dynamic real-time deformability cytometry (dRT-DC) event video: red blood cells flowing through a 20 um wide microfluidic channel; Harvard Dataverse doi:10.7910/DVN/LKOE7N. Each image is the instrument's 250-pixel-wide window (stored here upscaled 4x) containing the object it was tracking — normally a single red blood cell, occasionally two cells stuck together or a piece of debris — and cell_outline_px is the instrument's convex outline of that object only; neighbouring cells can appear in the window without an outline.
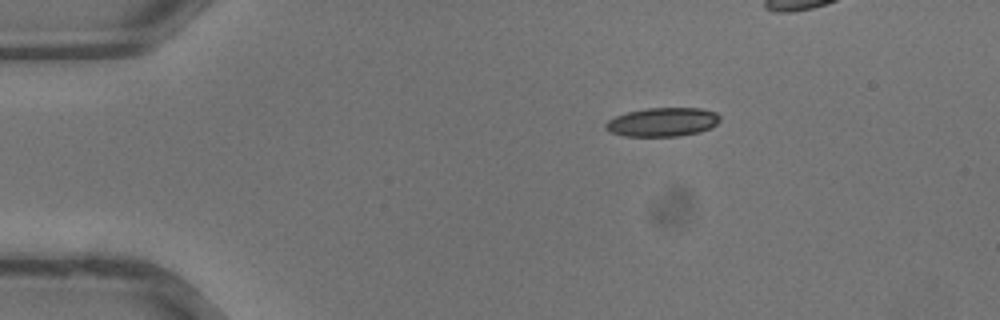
{"species": "common noctule bat (a hibernating species)", "species_latin": "Nyctalus noctula", "temperature_condition": "warm", "stored_images_in_passage": 27, "camera_frame_rate_fps": 3000, "um_per_image_px": 0.085, "animal": {"sex": "male", "body_mass_g": 13.3}, "frame": {"image": 1, "passage_image": 1, "time_ms": 0.0, "image_size_px": [1000, 320], "cell_outline_px": [[720, 120], [712, 128], [700, 132], [680, 136], [624, 136], [612, 132], [604, 128], [604, 124], [608, 120], [616, 116], [628, 112], [644, 108], [700, 108], [716, 112], [720, 116]], "centroid_in_image_um": [56.34, 10.37], "position_along_channel_um": 28.7, "area_um2": 19.31}}
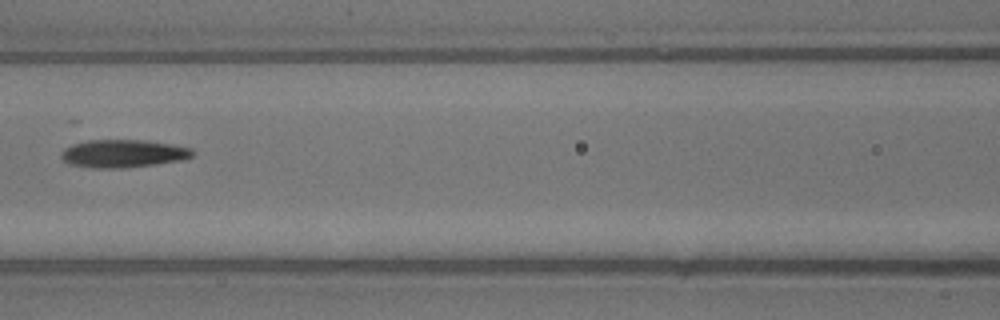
{"frame": {"image": 2, "passage_image": 11, "time_ms": 3.333, "image_size_px": [1000, 320], "cell_outline_px": [[196, 152], [192, 156], [184, 160], [156, 164], [124, 168], [92, 168], [68, 164], [60, 156], [60, 152], [64, 148], [72, 144], [88, 140], [144, 140], [192, 148]], "centroid_in_image_um": [10.45, 13.06], "position_along_channel_um": 156.1, "area_um2": 21.5}}
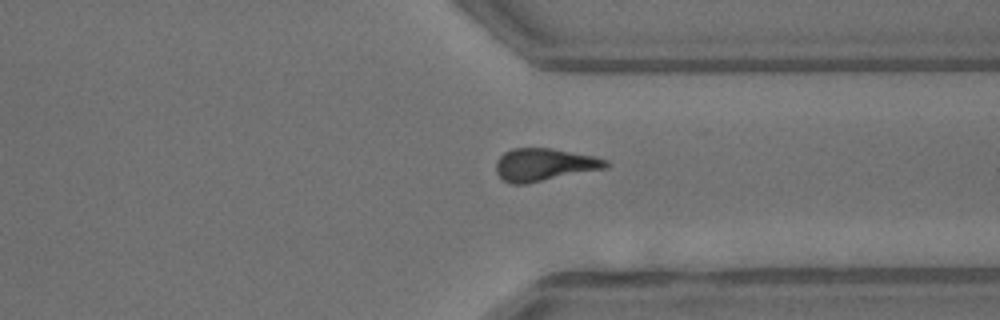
{"frame": {"image": 3, "passage_image": 22, "time_ms": 7.0, "image_size_px": [1000, 320], "cell_outline_px": [[608, 168], [528, 184], [512, 184], [504, 180], [496, 172], [496, 160], [504, 152], [512, 148], [552, 148], [592, 156], [608, 160]], "centroid_in_image_um": [46.26, 14.01], "position_along_channel_um": 365.1, "area_um2": 21.04}}